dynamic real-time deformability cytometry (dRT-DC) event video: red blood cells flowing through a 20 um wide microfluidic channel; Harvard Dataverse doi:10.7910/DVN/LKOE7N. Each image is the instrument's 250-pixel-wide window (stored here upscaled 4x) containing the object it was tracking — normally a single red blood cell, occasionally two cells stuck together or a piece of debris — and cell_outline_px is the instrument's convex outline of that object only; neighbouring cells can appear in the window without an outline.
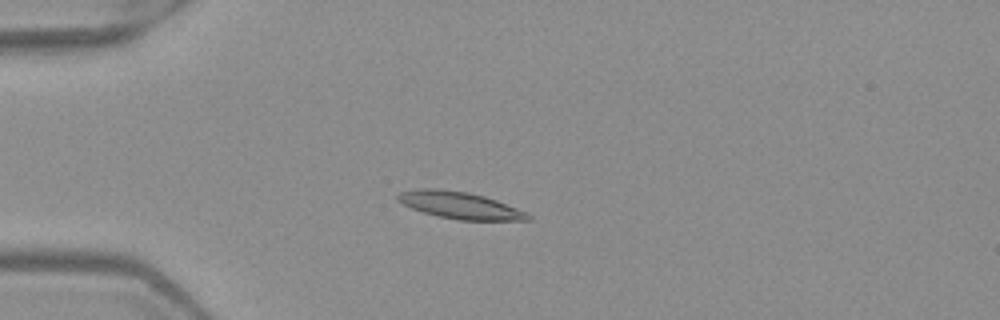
{"species": "Egyptian fruit bat (a non-hibernating species)", "species_latin": "Rousettus aegyptiacus", "temperature_condition": "warm", "stored_images_in_passage": 7, "camera_frame_rate_fps": 3000, "um_per_image_px": 0.085, "frame": {"image": 1, "passage_image": 4, "time_ms": 1.0, "image_size_px": [1000, 320], "cell_outline_px": [[532, 220], [460, 220], [436, 216], [412, 208], [396, 200], [396, 196], [400, 192], [420, 188], [436, 188], [468, 192], [484, 196], [496, 200], [528, 212], [532, 216]], "centroid_in_image_um": [39.11, 17.45], "position_along_channel_um": 45.9, "area_um2": 20.46}}
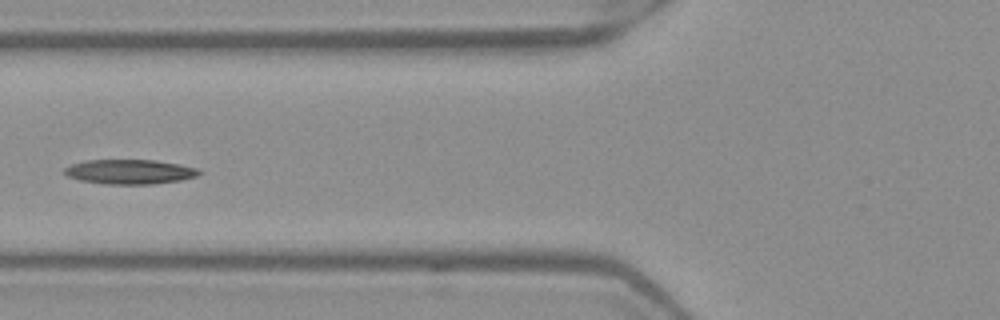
{"frame": {"image": 2, "passage_image": 6, "time_ms": 1.667, "image_size_px": [1000, 320], "cell_outline_px": [[204, 172], [196, 176], [180, 180], [152, 184], [104, 184], [80, 180], [68, 176], [64, 172], [64, 168], [72, 164], [84, 160], [156, 160], [180, 164], [200, 168]], "centroid_in_image_um": [11.07, 14.59], "position_along_channel_um": 114.7, "area_um2": 19.42}}
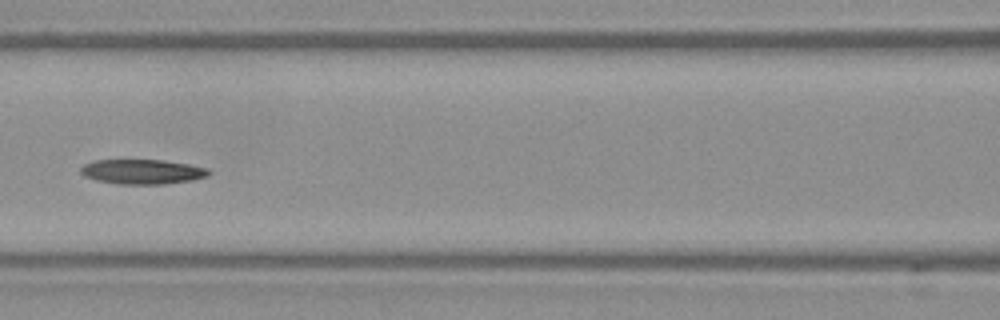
{"frame": {"image": 3, "passage_image": 7, "time_ms": 2.0, "image_size_px": [1000, 320], "cell_outline_px": [[212, 172], [208, 176], [192, 180], [164, 184], [120, 184], [96, 180], [84, 176], [80, 172], [80, 168], [84, 164], [92, 160], [164, 160], [188, 164], [208, 168]], "centroid_in_image_um": [12.1, 14.59], "position_along_channel_um": 154.5, "area_um2": 18.55}}